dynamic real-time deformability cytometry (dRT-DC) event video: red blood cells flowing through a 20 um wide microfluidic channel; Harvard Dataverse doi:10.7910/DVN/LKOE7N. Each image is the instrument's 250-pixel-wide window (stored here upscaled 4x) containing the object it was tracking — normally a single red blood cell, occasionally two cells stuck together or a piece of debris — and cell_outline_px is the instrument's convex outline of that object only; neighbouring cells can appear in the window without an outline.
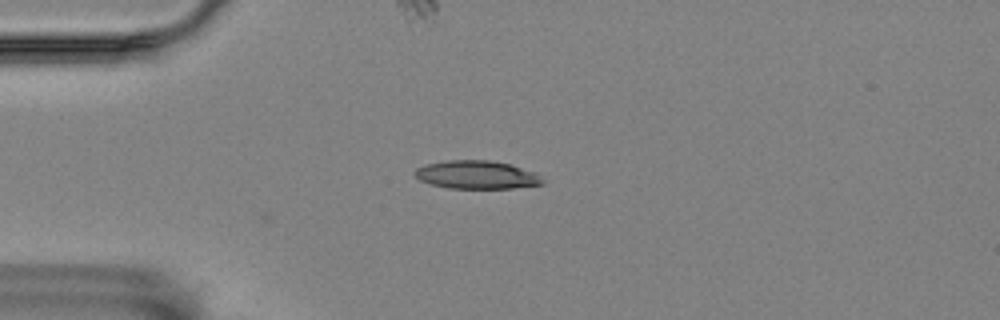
{"species": "Egyptian fruit bat (a non-hibernating species)", "species_latin": "Rousettus aegyptiacus", "temperature_condition": "room temperature", "stored_images_in_passage": 41, "camera_frame_rate_fps": 3000, "um_per_image_px": 0.085, "animal": {"sex": "female"}, "frame": {"image": 1, "passage_image": 1, "time_ms": 0.0, "image_size_px": [1000, 320], "cell_outline_px": [[544, 184], [512, 188], [448, 188], [432, 184], [420, 180], [412, 172], [416, 168], [424, 164], [444, 160], [488, 160], [512, 164], [536, 172], [544, 180]], "centroid_in_image_um": [40.52, 14.84], "position_along_channel_um": 44.5, "area_um2": 21.21}}
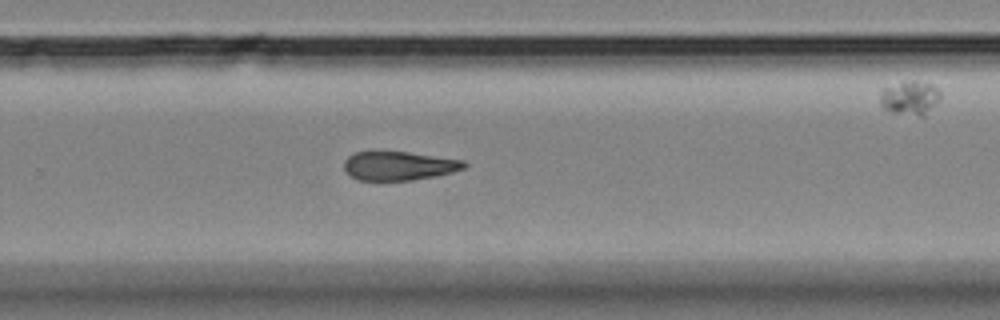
{"frame": {"image": 2, "passage_image": 24, "time_ms": 7.667, "image_size_px": [1000, 320], "cell_outline_px": [[468, 164], [464, 168], [452, 172], [436, 176], [412, 180], [360, 180], [352, 176], [344, 168], [344, 160], [348, 156], [356, 152], [408, 152], [464, 160]], "centroid_in_image_um": [33.93, 14.09], "position_along_channel_um": 295.9, "area_um2": 20.0}}
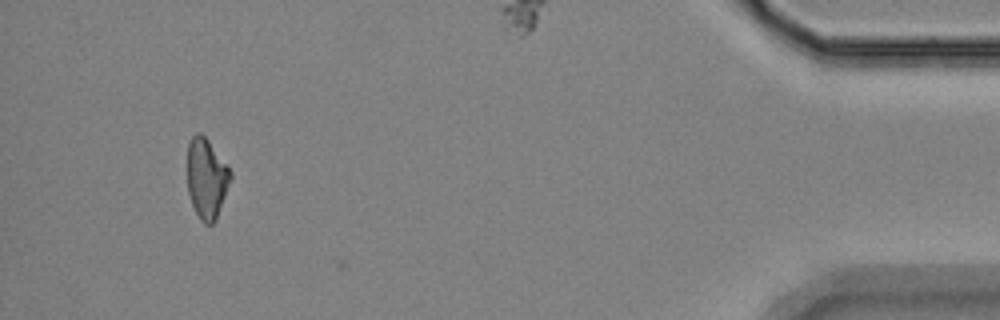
{"frame": {"image": 3, "passage_image": 40, "time_ms": 13.0, "image_size_px": [1000, 320], "cell_outline_px": [[232, 176], [216, 220], [212, 224], [204, 224], [200, 220], [192, 204], [188, 192], [188, 144], [192, 136], [196, 132], [200, 132], [208, 140], [232, 172]], "centroid_in_image_um": [17.56, 15.17], "position_along_channel_um": 417.6, "area_um2": 20.0}, "authors_computed_cell_mechanics": {"area_um2": 21.386, "velocity_mm_per_s": 3.5407, "shape_relaxation_time_tau1_ms": 9.0701, "shape_relaxation_time_tau2_ms": 8.7919, "deformation_change_tau1": 0.1728, "deformation_change_tau2": 0.1975}}